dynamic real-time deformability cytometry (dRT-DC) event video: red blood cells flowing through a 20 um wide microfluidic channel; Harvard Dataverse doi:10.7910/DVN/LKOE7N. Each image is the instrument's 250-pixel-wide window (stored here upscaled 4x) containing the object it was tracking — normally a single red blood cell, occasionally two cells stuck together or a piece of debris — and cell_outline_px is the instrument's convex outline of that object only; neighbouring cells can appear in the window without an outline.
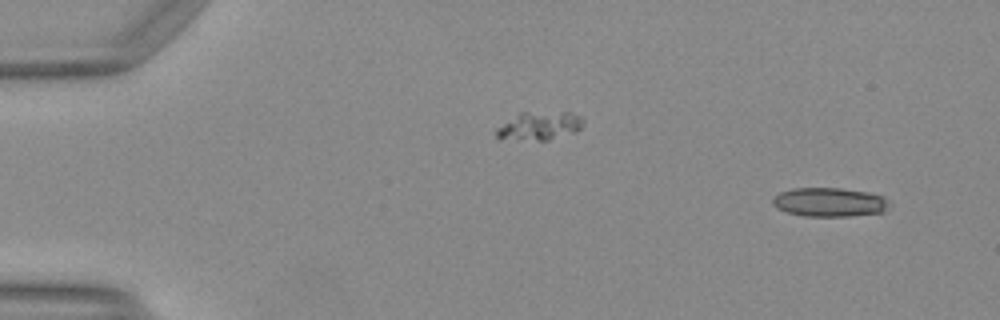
{"species": "Egyptian fruit bat (a non-hibernating species)", "species_latin": "Rousettus aegyptiacus", "temperature_condition": "warm", "stored_images_in_passage": 47, "camera_frame_rate_fps": 3000, "um_per_image_px": 0.085, "animal": {"sex": "female"}, "frame": {"image": 1, "passage_image": 1, "time_ms": 0.0, "image_size_px": [1000, 320], "cell_outline_px": [[892, 208], [884, 212], [848, 216], [804, 216], [788, 212], [776, 208], [772, 204], [772, 196], [780, 192], [792, 188], [840, 188], [868, 192], [884, 196], [892, 204]], "centroid_in_image_um": [70.54, 17.18], "position_along_channel_um": 14.5, "area_um2": 20.06}}
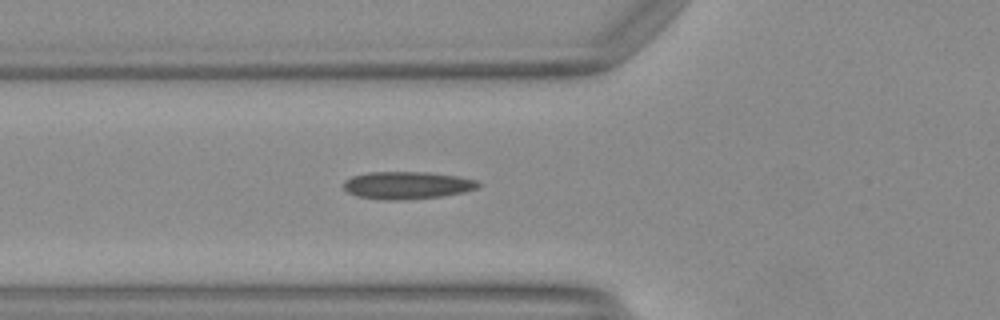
{"frame": {"image": 2, "passage_image": 16, "time_ms": 5.0, "image_size_px": [1000, 320], "cell_outline_px": [[480, 184], [476, 188], [464, 192], [440, 196], [404, 200], [384, 200], [360, 196], [348, 192], [344, 188], [344, 180], [352, 176], [368, 172], [428, 172], [456, 176], [476, 180]], "centroid_in_image_um": [34.58, 15.74], "position_along_channel_um": 91.2, "area_um2": 21.39}}
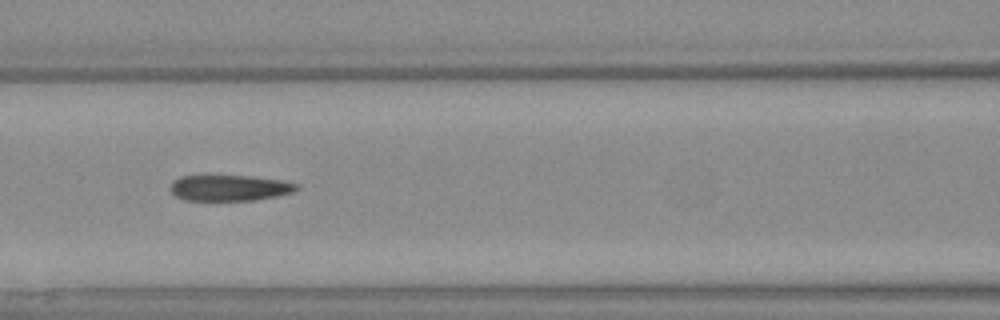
{"frame": {"image": 3, "passage_image": 20, "time_ms": 6.333, "image_size_px": [1000, 320], "cell_outline_px": [[300, 188], [292, 192], [276, 196], [256, 200], [184, 200], [176, 196], [168, 188], [172, 180], [180, 176], [252, 176], [280, 180], [296, 184]], "centroid_in_image_um": [19.46, 15.97], "position_along_channel_um": 147.1, "area_um2": 19.02}, "authors_computed_cell_mechanics": {"area_um2": 20.0566, "velocity_mm_per_s": 4.1555, "shape_relaxation_time_tau1_ms": null, "shape_relaxation_time_tau2_ms": 4.7069, "deformation_change_tau1": null, "deformation_change_tau2": 0.1409}}